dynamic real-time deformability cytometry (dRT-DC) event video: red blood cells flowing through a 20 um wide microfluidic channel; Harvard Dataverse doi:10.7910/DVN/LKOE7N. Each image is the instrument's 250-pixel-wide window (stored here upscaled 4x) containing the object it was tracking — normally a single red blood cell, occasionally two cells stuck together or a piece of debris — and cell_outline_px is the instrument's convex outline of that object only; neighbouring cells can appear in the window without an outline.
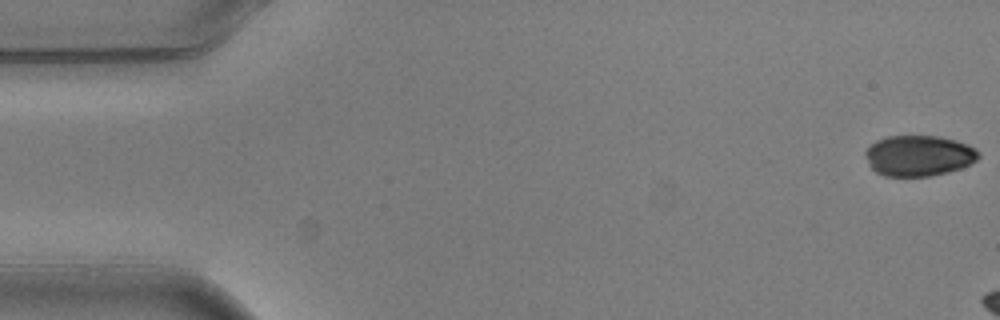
{"species": "common noctule bat (a hibernating species)", "species_latin": "Nyctalus noctula", "temperature_condition": "warm", "stored_images_in_passage": 3, "camera_frame_rate_fps": 3000, "um_per_image_px": 0.085, "animal": {"sex": "male", "body_mass_g": 20.5, "forearm_length_mm": 52.5}, "frame": {"image": 1, "passage_image": 1, "time_ms": 0.0, "image_size_px": [1000, 320], "cell_outline_px": [[980, 156], [972, 164], [948, 172], [928, 176], [884, 176], [876, 172], [868, 164], [864, 152], [876, 140], [888, 136], [940, 136], [956, 140], [968, 144], [976, 148], [980, 152]], "centroid_in_image_um": [78.12, 13.23], "position_along_channel_um": 6.9, "area_um2": 27.05}}